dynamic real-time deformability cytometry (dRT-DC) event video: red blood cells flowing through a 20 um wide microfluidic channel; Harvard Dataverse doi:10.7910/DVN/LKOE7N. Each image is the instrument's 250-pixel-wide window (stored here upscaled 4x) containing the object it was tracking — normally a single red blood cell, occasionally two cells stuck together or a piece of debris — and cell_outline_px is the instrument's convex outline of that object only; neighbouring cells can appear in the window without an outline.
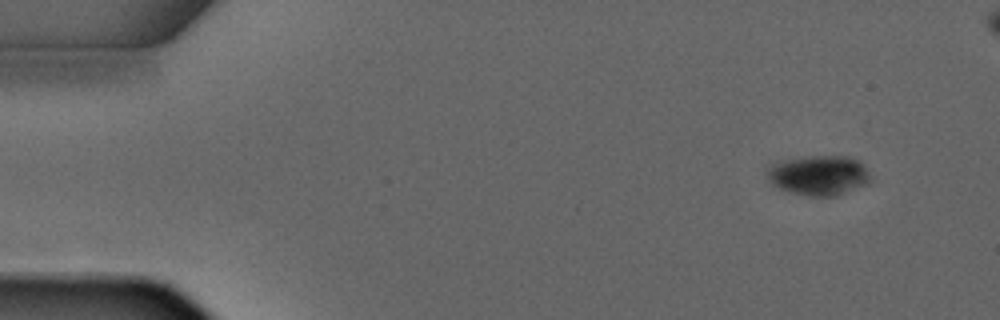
{"species": "common noctule bat (a hibernating species)", "species_latin": "Nyctalus noctula", "temperature_condition": "warm", "stored_images_in_passage": 2, "camera_frame_rate_fps": 3000, "um_per_image_px": 0.085, "animal": {"sex": "male", "forearm_length_mm": 52.5}, "frame": {"image": 1, "passage_image": 2, "time_ms": 2.0, "image_size_px": [1000, 320], "cell_outline_px": [[872, 180], [868, 184], [836, 196], [808, 196], [792, 192], [780, 188], [772, 184], [764, 168], [772, 164], [784, 160], [808, 156], [848, 156], [864, 164], [872, 176]], "centroid_in_image_um": [69.63, 14.9], "position_along_channel_um": 15.4, "area_um2": 24.22}}